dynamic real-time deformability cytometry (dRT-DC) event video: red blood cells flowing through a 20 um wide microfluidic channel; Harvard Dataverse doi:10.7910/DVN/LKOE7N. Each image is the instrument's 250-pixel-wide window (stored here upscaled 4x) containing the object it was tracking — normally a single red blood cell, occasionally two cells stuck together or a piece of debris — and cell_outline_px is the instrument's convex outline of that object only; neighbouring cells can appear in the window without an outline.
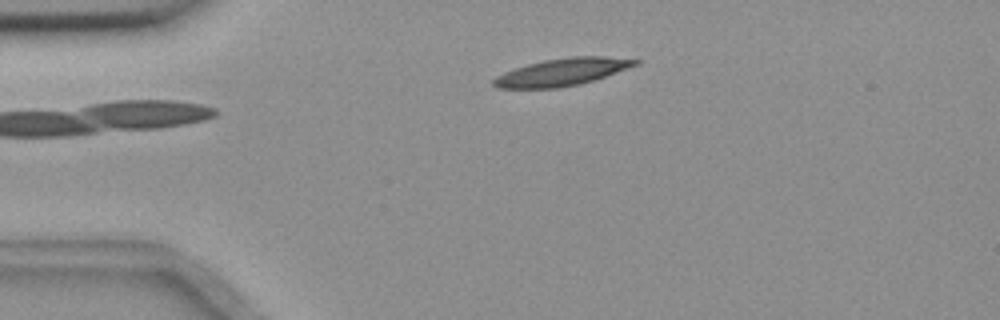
{"species": "common noctule bat (a hibernating species)", "species_latin": "Nyctalus noctula", "temperature_condition": "room temperature", "stored_images_in_passage": 4, "camera_frame_rate_fps": 3000, "um_per_image_px": 0.085, "animal": {"sex": "female", "body_mass_g": 18.4}, "frame": {"image": 1, "passage_image": 2, "time_ms": 0.333, "image_size_px": [1000, 320], "cell_outline_px": [[640, 64], [580, 84], [556, 88], [496, 88], [492, 84], [492, 80], [496, 76], [504, 72], [528, 64], [544, 60], [572, 56], [604, 56], [640, 60]], "centroid_in_image_um": [47.76, 6.12], "position_along_channel_um": 37.2, "area_um2": 22.37}}
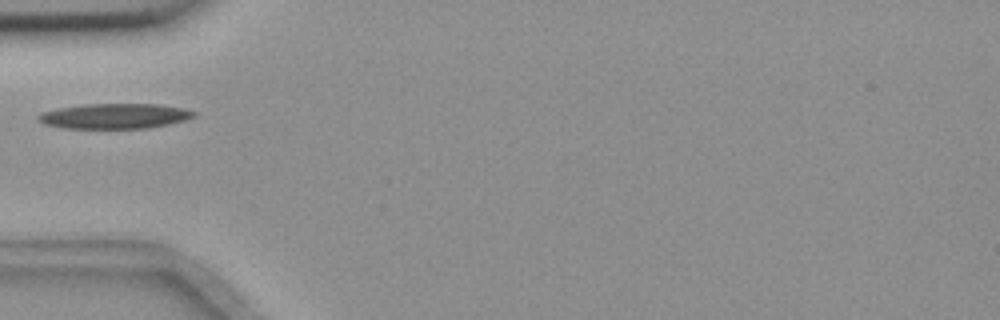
{"frame": {"image": 2, "passage_image": 4, "time_ms": 1.0, "image_size_px": [1000, 320], "cell_outline_px": [[200, 112], [196, 116], [184, 120], [168, 124], [148, 128], [64, 128], [44, 124], [36, 116], [40, 112], [60, 108], [84, 104], [160, 104], [184, 108]], "centroid_in_image_um": [9.79, 9.86], "position_along_channel_um": 75.2, "area_um2": 22.89}}